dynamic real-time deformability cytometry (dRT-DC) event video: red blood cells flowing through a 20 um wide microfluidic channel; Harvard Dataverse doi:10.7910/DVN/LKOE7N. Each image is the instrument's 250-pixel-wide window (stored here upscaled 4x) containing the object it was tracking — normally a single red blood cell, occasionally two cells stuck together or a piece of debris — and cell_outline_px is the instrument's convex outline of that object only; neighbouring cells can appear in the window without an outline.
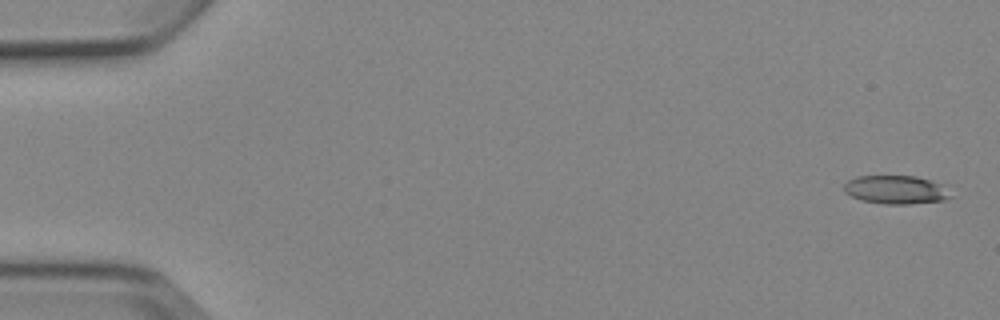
{"species": "Egyptian fruit bat (a non-hibernating species)", "species_latin": "Rousettus aegyptiacus", "temperature_condition": "cold", "stored_images_in_passage": 4, "camera_frame_rate_fps": 3000, "um_per_image_px": 0.085, "animal": {"sex": "female"}, "frame": {"image": 1, "passage_image": 1, "time_ms": 0.0, "image_size_px": [1000, 320], "cell_outline_px": [[956, 196], [944, 200], [908, 204], [884, 204], [860, 200], [844, 192], [844, 184], [848, 180], [856, 176], [916, 176], [940, 184]], "centroid_in_image_um": [76.15, 16.13], "position_along_channel_um": 8.8, "area_um2": 17.74}}